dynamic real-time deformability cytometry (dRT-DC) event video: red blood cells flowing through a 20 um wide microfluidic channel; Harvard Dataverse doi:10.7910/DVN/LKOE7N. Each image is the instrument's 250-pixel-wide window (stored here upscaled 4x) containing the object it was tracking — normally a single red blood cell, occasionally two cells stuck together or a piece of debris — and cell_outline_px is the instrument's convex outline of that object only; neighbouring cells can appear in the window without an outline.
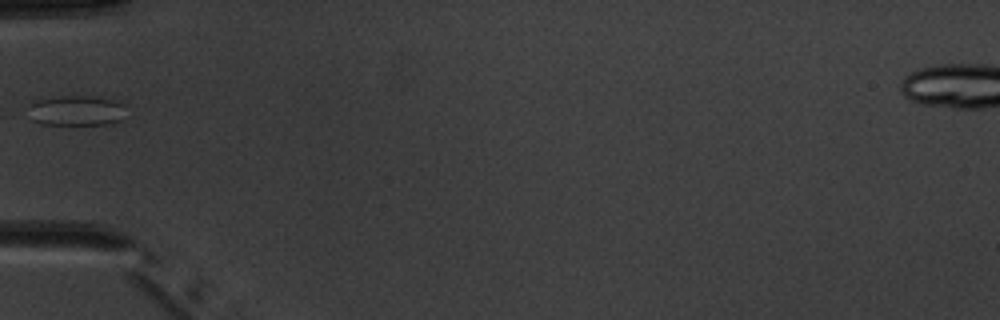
{"species": "common noctule bat (a hibernating species)", "species_latin": "Nyctalus noctula", "temperature_condition": "warm", "stored_images_in_passage": 6, "camera_frame_rate_fps": 3000, "um_per_image_px": 0.085, "animal": {"sex": "male", "body_mass_g": 20.1, "forearm_length_mm": 53.5}, "frame": {"image": 1, "passage_image": 6, "time_ms": 5.667, "image_size_px": [1000, 320], "cell_outline_px": [[124, 120], [112, 124], [40, 124], [32, 120], [24, 108], [32, 100], [60, 96], [100, 96], [124, 104]], "centroid_in_image_um": [6.43, 9.39], "position_along_channel_um": 78.6, "area_um2": 17.8}}